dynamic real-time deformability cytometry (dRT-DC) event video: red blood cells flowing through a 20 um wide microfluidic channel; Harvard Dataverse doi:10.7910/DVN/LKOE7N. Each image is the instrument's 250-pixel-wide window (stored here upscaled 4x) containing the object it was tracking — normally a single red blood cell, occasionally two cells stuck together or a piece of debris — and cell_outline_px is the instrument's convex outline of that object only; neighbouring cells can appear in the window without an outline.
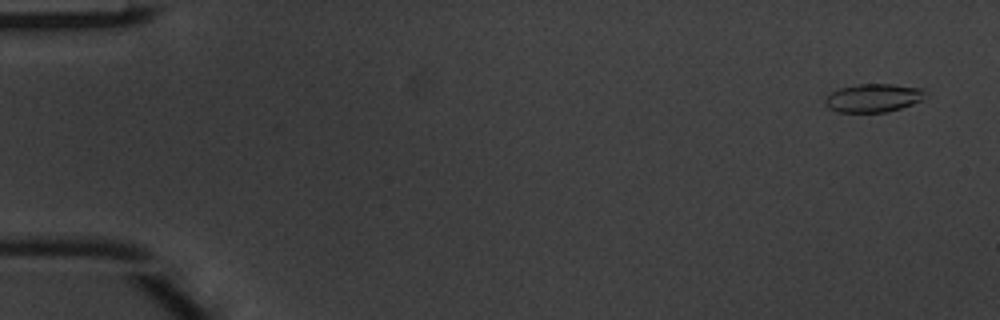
{"species": "common noctule bat (a hibernating species)", "species_latin": "Nyctalus noctula", "temperature_condition": "warm", "stored_images_in_passage": 5, "camera_frame_rate_fps": 3000, "um_per_image_px": 0.085, "animal": {"sex": "male", "body_mass_g": 20.1, "forearm_length_mm": 53.5}, "frame": {"image": 1, "passage_image": 1, "time_ms": 0.0, "image_size_px": [1000, 320], "cell_outline_px": [[924, 92], [920, 100], [912, 104], [900, 108], [884, 112], [840, 112], [828, 108], [824, 104], [824, 100], [832, 92], [840, 88], [856, 84], [892, 84], [920, 88]], "centroid_in_image_um": [74.17, 8.32], "position_along_channel_um": 10.8, "area_um2": 16.24}}